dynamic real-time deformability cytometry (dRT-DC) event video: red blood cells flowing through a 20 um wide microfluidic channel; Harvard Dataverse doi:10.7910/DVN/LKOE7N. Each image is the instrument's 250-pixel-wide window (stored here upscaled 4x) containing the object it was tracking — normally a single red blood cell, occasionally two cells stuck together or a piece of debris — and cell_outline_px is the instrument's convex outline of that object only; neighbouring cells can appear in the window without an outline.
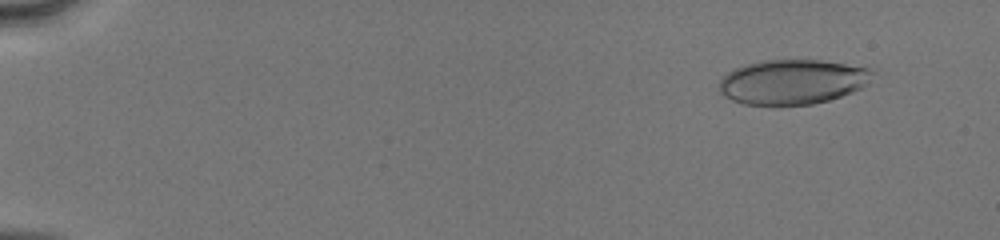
{"species": "human", "species_latin": "Homo sapiens", "temperature_condition": "cold", "stored_images_in_passage": 51, "camera_frame_rate_fps": 3000, "um_per_image_px": 0.085, "donor": {"sex": "male"}, "frame": {"image": 1, "passage_image": 5, "time_ms": 1.333, "image_size_px": [1000, 240], "cell_outline_px": [[872, 72], [864, 84], [860, 88], [852, 92], [828, 100], [812, 104], [744, 104], [732, 100], [724, 96], [720, 92], [716, 84], [728, 72], [736, 68], [748, 64], [764, 60], [820, 60], [868, 68]], "centroid_in_image_um": [67.28, 6.96], "position_along_channel_um": 17.7, "area_um2": 39.3}}
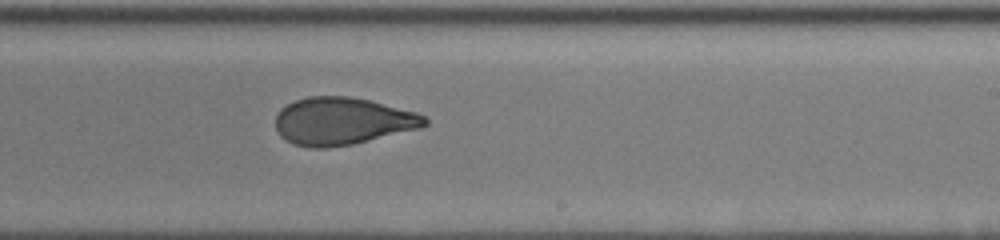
{"frame": {"image": 2, "passage_image": 33, "time_ms": 10.667, "image_size_px": [1000, 240], "cell_outline_px": [[428, 124], [420, 128], [352, 144], [328, 148], [308, 148], [292, 144], [284, 140], [280, 136], [276, 128], [276, 116], [280, 108], [296, 100], [308, 96], [348, 96], [368, 100], [416, 112], [424, 116], [428, 120]], "centroid_in_image_um": [29.06, 10.31], "position_along_channel_um": 259.9, "area_um2": 41.27}}
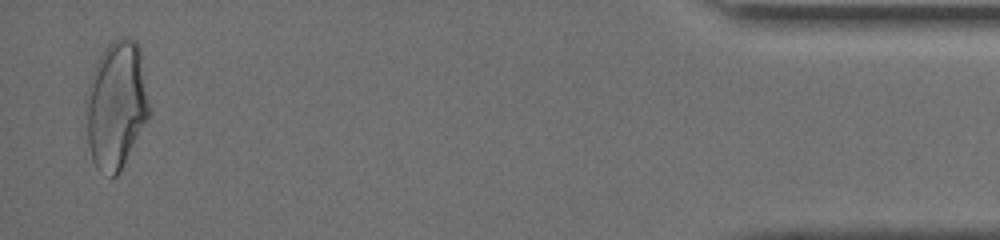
{"frame": {"image": 3, "passage_image": 50, "time_ms": 16.333, "image_size_px": [1000, 240], "cell_outline_px": [[148, 116], [116, 176], [112, 176], [96, 168], [92, 160], [88, 144], [84, 100], [96, 64], [100, 56], [108, 44], [112, 40], [120, 36], [124, 36], [136, 40], [140, 48], [148, 104]], "centroid_in_image_um": [9.84, 8.87], "position_along_channel_um": 425.4, "area_um2": 46.24}, "authors_computed_cell_mechanics": {"area_um2": 41.616, "velocity_mm_per_s": 4.145, "shape_relaxation_time_tau1_ms": 6.5835, "shape_relaxation_time_tau2_ms": 0.9875, "deformation_change_tau1": 0.2025, "deformation_change_tau2": 0.062}}